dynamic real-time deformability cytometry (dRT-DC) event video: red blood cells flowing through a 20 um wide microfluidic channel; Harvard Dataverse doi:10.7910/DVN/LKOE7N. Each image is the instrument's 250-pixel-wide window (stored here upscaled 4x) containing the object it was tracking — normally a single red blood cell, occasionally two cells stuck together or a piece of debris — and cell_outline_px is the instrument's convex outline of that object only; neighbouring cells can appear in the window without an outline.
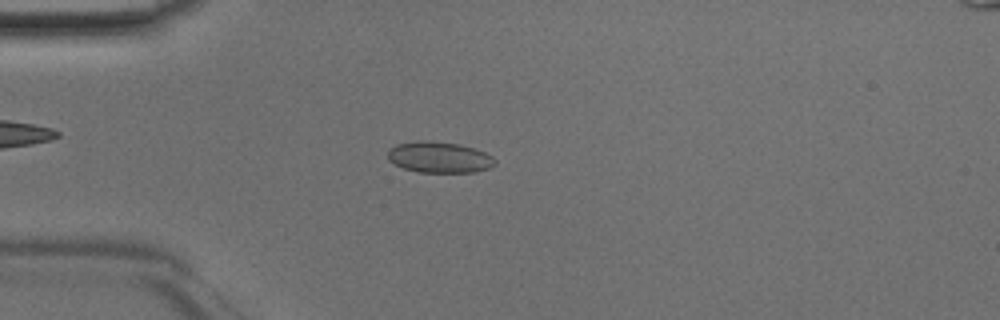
{"species": "Egyptian fruit bat (a non-hibernating species)", "species_latin": "Rousettus aegyptiacus", "temperature_condition": "room temperature", "stored_images_in_passage": 46, "camera_frame_rate_fps": 3000, "um_per_image_px": 0.085, "animal": {"sex": "male"}, "frame": {"image": 1, "passage_image": 12, "time_ms": 3.667, "image_size_px": [1000, 320], "cell_outline_px": [[496, 164], [488, 168], [472, 172], [416, 172], [404, 168], [388, 160], [388, 148], [396, 144], [416, 140], [424, 140], [460, 144], [476, 148], [492, 156], [496, 160]], "centroid_in_image_um": [37.32, 13.35], "position_along_channel_um": 47.7, "area_um2": 19.54}}
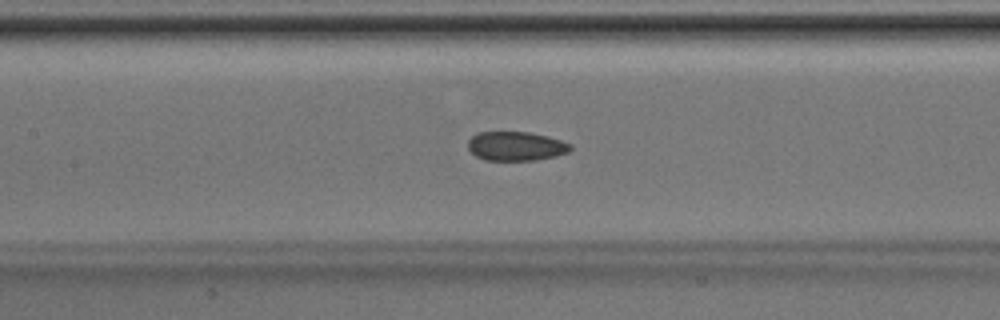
{"frame": {"image": 2, "passage_image": 21, "time_ms": 6.667, "image_size_px": [1000, 320], "cell_outline_px": [[572, 148], [568, 152], [556, 156], [536, 160], [484, 160], [476, 156], [468, 148], [468, 140], [476, 132], [528, 132], [548, 136], [572, 144]], "centroid_in_image_um": [43.85, 12.42], "position_along_channel_um": 163.5, "area_um2": 17.46}}
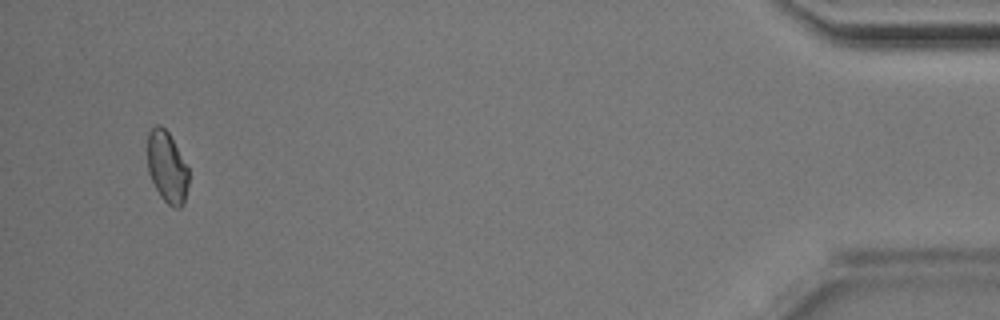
{"frame": {"image": 3, "passage_image": 44, "time_ms": 14.333, "image_size_px": [1000, 320], "cell_outline_px": [[188, 184], [184, 204], [180, 208], [176, 208], [168, 204], [160, 196], [148, 172], [148, 132], [156, 124], [160, 124], [168, 132], [188, 168]], "centroid_in_image_um": [14.2, 14.21], "position_along_channel_um": 421.0, "area_um2": 16.94}}